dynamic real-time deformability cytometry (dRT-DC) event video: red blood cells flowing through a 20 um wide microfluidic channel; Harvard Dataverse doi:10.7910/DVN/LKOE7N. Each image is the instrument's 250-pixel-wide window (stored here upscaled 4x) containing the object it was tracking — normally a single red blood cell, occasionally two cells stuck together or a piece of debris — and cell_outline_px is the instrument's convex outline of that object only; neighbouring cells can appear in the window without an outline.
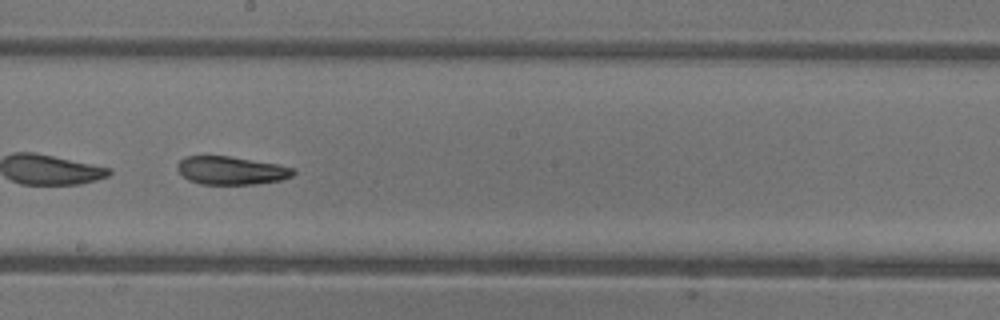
{"species": "common noctule bat (a hibernating species)", "species_latin": "Nyctalus noctula", "temperature_condition": "warm", "stored_images_in_passage": 45, "camera_frame_rate_fps": 3000, "um_per_image_px": 0.085, "animal": {"sex": "female"}, "frame": {"image": 1, "passage_image": 26, "time_ms": 8.333, "image_size_px": [1000, 320], "cell_outline_px": [[296, 172], [292, 176], [280, 180], [256, 184], [200, 184], [188, 180], [176, 168], [176, 164], [184, 156], [228, 156], [276, 164], [296, 168]], "centroid_in_image_um": [19.64, 14.49], "position_along_channel_um": 228.6, "area_um2": 19.02}}
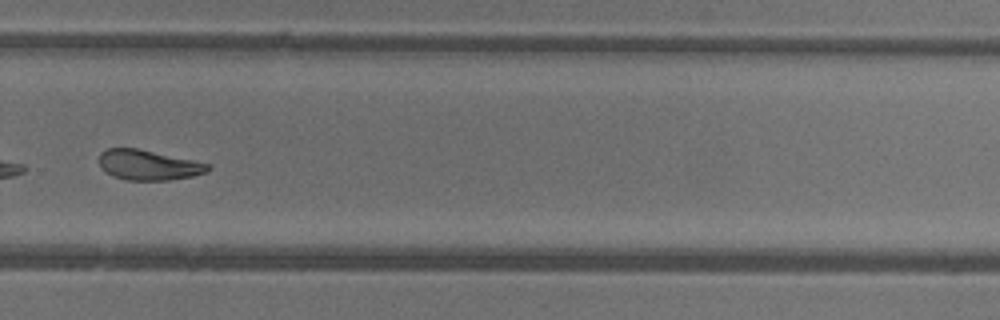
{"frame": {"image": 2, "passage_image": 32, "time_ms": 10.333, "image_size_px": [1000, 320], "cell_outline_px": [[212, 168], [208, 172], [192, 176], [168, 180], [128, 180], [112, 176], [100, 164], [100, 152], [108, 148], [136, 148], [212, 164]], "centroid_in_image_um": [12.67, 14.03], "position_along_channel_um": 317.1, "area_um2": 18.96}, "authors_computed_cell_mechanics": {"area_um2": 21.2704, "velocity_mm_per_s": 4.4525, "shape_relaxation_time_tau1_ms": 8.654, "shape_relaxation_time_tau2_ms": 5.2031, "deformation_change_tau1": 0.2595, "deformation_change_tau2": 0.1327}}